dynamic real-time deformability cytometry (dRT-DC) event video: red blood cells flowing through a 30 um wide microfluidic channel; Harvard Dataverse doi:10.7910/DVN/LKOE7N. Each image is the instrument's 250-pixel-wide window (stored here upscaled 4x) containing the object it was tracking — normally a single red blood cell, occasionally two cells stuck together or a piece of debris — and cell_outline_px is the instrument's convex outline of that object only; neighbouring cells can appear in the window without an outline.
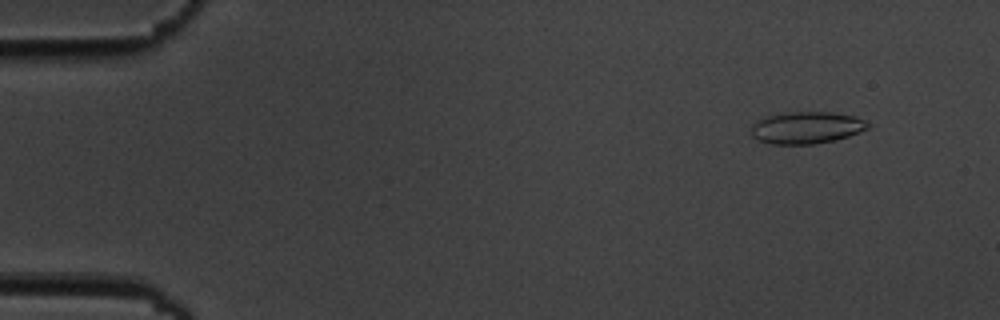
{"species": "common noctule bat (a hibernating species)", "species_latin": "Nyctalus noctula", "temperature_condition": "cold", "stored_images_in_passage": 5, "camera_frame_rate_fps": 3000, "um_per_image_px": 0.085, "animal": {"sex": "male", "body_mass_g": 19.5, "forearm_length_mm": 54.6}, "frame": {"image": 1, "passage_image": 2, "time_ms": 1.0, "image_size_px": [1000, 320], "cell_outline_px": [[872, 124], [868, 128], [860, 132], [836, 140], [812, 144], [768, 144], [752, 136], [752, 124], [756, 120], [768, 116], [788, 112], [832, 112], [856, 116]], "centroid_in_image_um": [68.58, 10.85], "position_along_channel_um": 16.4, "area_um2": 21.85}}